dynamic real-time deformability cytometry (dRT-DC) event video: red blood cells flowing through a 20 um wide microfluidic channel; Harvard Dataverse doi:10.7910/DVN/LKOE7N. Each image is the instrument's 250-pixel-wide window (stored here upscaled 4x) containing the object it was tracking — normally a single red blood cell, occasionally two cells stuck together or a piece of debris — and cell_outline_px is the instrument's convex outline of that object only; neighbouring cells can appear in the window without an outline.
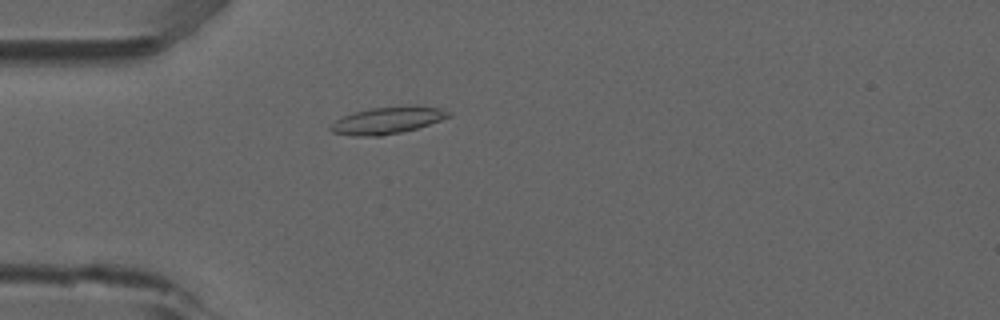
{"species": "common noctule bat (a hibernating species)", "species_latin": "Nyctalus noctula", "temperature_condition": "room temperature", "stored_images_in_passage": 49, "camera_frame_rate_fps": 3000, "um_per_image_px": 0.085, "animal": {"sex": "male", "forearm_length_mm": 52.5}, "frame": {"image": 1, "passage_image": 16, "time_ms": 5.0, "image_size_px": [1000, 320], "cell_outline_px": [[452, 116], [416, 128], [400, 132], [380, 136], [352, 136], [332, 132], [328, 128], [336, 120], [344, 116], [356, 112], [372, 108], [412, 104], [416, 104], [440, 108], [452, 112]], "centroid_in_image_um": [32.98, 10.21], "position_along_channel_um": 52.0, "area_um2": 18.61}}
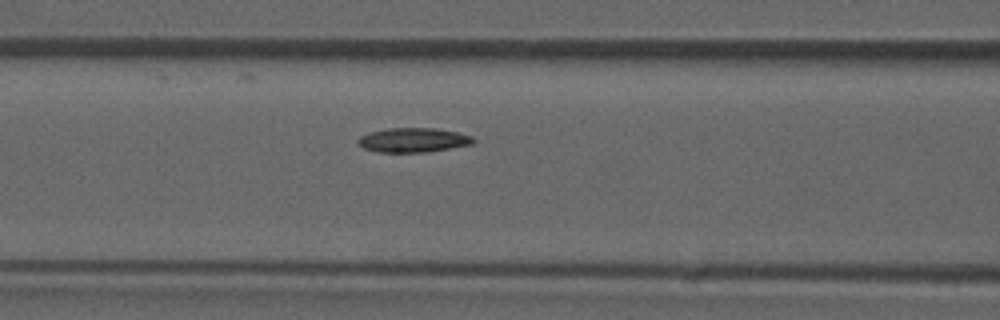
{"frame": {"image": 2, "passage_image": 23, "time_ms": 7.333, "image_size_px": [1000, 320], "cell_outline_px": [[476, 140], [472, 144], [428, 152], [376, 152], [364, 148], [356, 140], [360, 136], [368, 132], [388, 128], [436, 128], [456, 132], [472, 136]], "centroid_in_image_um": [35.11, 11.9], "position_along_channel_um": 131.5, "area_um2": 16.42}}
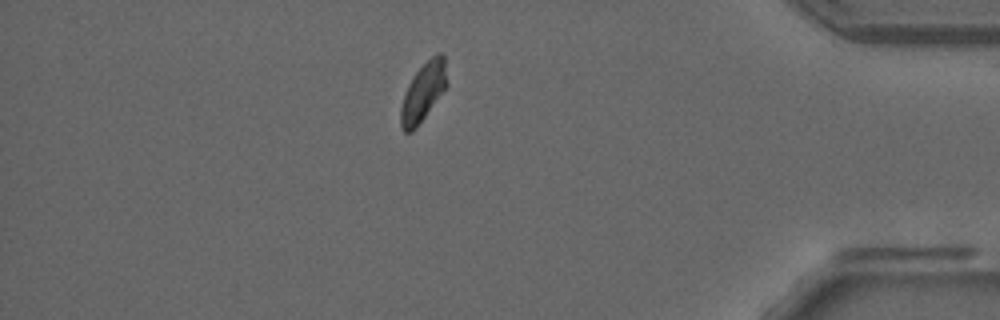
{"frame": {"image": 3, "passage_image": 47, "time_ms": 15.333, "image_size_px": [1000, 320], "cell_outline_px": [[448, 84], [416, 128], [412, 132], [404, 132], [400, 124], [400, 108], [404, 92], [412, 76], [436, 52], [440, 52], [444, 56]], "centroid_in_image_um": [35.96, 7.82], "position_along_channel_um": 399.2, "area_um2": 15.66}}